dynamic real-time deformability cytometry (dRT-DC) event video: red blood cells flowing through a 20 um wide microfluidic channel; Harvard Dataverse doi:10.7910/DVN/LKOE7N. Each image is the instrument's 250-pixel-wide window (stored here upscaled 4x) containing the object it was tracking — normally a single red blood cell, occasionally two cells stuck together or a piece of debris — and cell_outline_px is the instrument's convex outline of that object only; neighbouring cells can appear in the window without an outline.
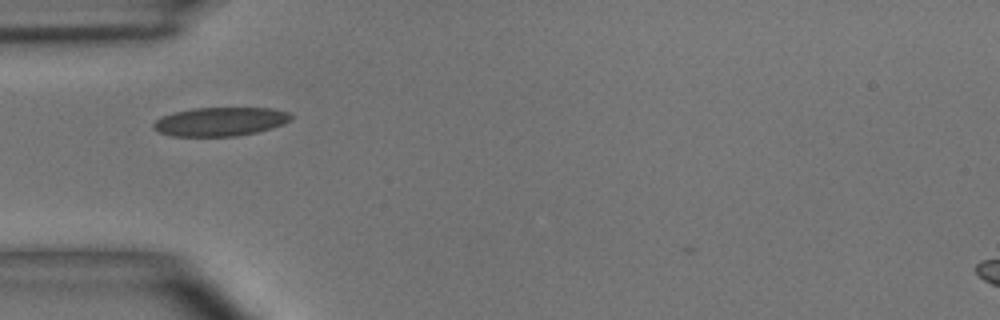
{"species": "common noctule bat (a hibernating species)", "species_latin": "Nyctalus noctula", "temperature_condition": "room temperature", "stored_images_in_passage": 4, "camera_frame_rate_fps": 3000, "um_per_image_px": 0.085, "animal": {"sex": "male", "body_mass_g": 15.6}, "frame": {"image": 1, "passage_image": 2, "time_ms": 1.0, "image_size_px": [1000, 320], "cell_outline_px": [[292, 120], [284, 124], [256, 132], [236, 136], [172, 136], [160, 132], [152, 128], [152, 124], [160, 116], [192, 108], [268, 108], [288, 112], [292, 116]], "centroid_in_image_um": [18.7, 10.33], "position_along_channel_um": 66.3, "area_um2": 23.0}}
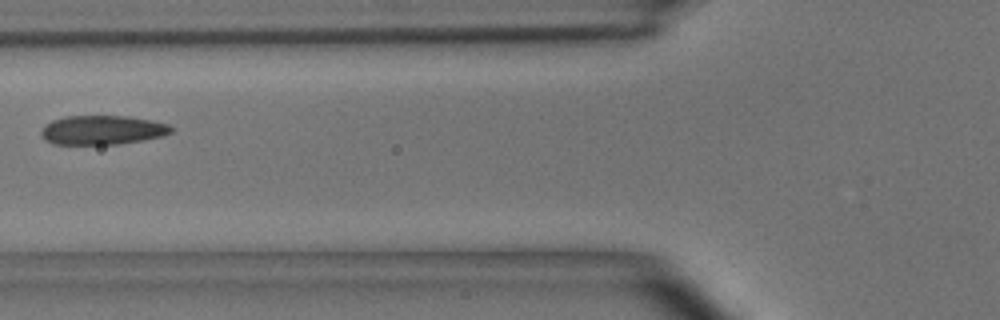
{"frame": {"image": 2, "passage_image": 3, "time_ms": 2.333, "image_size_px": [1000, 320], "cell_outline_px": [[172, 132], [164, 136], [144, 140], [120, 144], [52, 144], [44, 140], [40, 132], [44, 124], [52, 120], [64, 116], [128, 116], [152, 120], [168, 124], [172, 128]], "centroid_in_image_um": [8.68, 11.05], "position_along_channel_um": 117.1, "area_um2": 22.37}}